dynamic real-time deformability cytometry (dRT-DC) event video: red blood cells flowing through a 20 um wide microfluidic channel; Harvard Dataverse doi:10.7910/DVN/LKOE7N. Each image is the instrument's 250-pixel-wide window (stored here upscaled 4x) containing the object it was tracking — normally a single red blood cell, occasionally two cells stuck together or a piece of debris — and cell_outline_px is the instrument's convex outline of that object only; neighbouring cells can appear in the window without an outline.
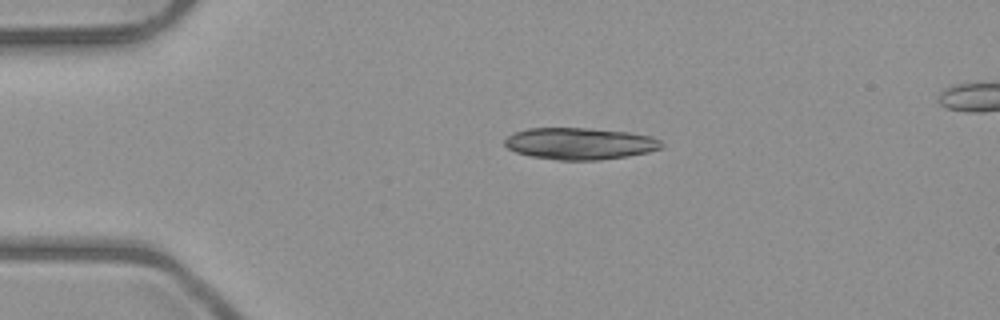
{"species": "common noctule bat (a hibernating species)", "species_latin": "Nyctalus noctula", "temperature_condition": "room temperature", "stored_images_in_passage": 3, "camera_frame_rate_fps": 3000, "um_per_image_px": 0.085, "animal": {"sex": "male", "body_mass_g": 23.1, "forearm_length_mm": 52.7}, "frame": {"image": 1, "passage_image": 1, "time_ms": 0.0, "image_size_px": [1000, 320], "cell_outline_px": [[664, 144], [660, 148], [648, 152], [628, 156], [600, 160], [560, 160], [532, 156], [516, 152], [508, 148], [504, 144], [504, 140], [508, 136], [516, 132], [528, 128], [588, 128], [628, 132], [652, 136], [660, 140]], "centroid_in_image_um": [49.31, 12.2], "position_along_channel_um": 35.7, "area_um2": 28.96}}